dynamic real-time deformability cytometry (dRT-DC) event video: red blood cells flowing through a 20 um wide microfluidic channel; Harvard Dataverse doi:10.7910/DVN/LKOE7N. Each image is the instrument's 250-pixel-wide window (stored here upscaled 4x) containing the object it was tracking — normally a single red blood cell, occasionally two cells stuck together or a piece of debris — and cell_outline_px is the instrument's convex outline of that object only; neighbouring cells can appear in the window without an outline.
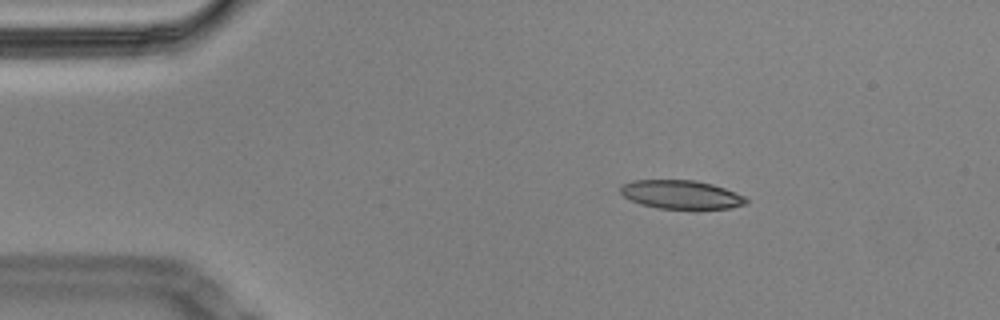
{"species": "Egyptian fruit bat (a non-hibernating species)", "species_latin": "Rousettus aegyptiacus", "temperature_condition": "cold", "stored_images_in_passage": 50, "camera_frame_rate_fps": 3000, "um_per_image_px": 0.085, "animal": {"sex": "male"}, "frame": {"image": 1, "passage_image": 2, "time_ms": 0.333, "image_size_px": [1000, 320], "cell_outline_px": [[748, 204], [732, 208], [696, 212], [660, 208], [640, 204], [624, 196], [620, 192], [620, 184], [632, 180], [696, 180], [712, 184], [724, 188], [744, 196], [748, 200]], "centroid_in_image_um": [57.95, 16.58], "position_along_channel_um": 27.1, "area_um2": 21.91}}
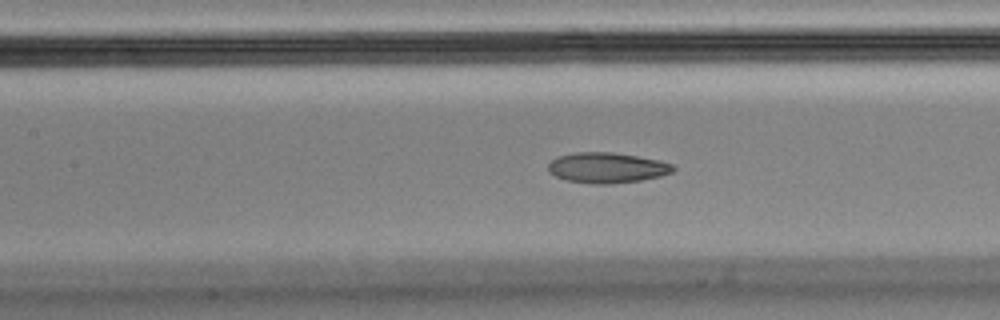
{"frame": {"image": 2, "passage_image": 18, "time_ms": 5.667, "image_size_px": [1000, 320], "cell_outline_px": [[676, 168], [672, 172], [660, 176], [640, 180], [612, 184], [592, 184], [564, 180], [548, 172], [548, 164], [556, 156], [576, 152], [612, 152], [660, 160], [672, 164]], "centroid_in_image_um": [51.56, 14.26], "position_along_channel_um": 155.8, "area_um2": 22.31}}
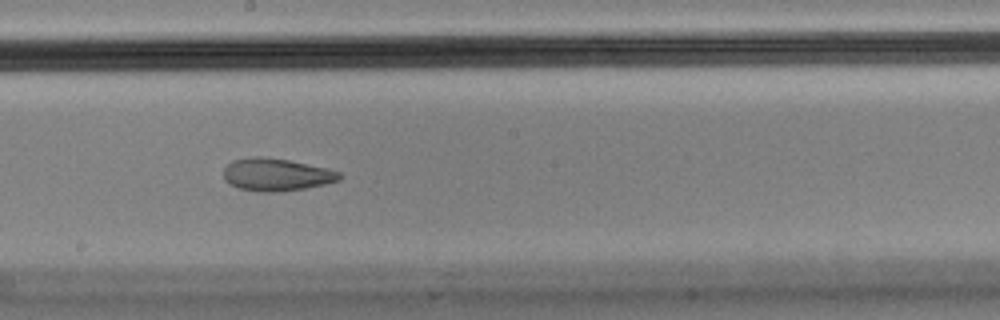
{"frame": {"image": 3, "passage_image": 24, "time_ms": 7.667, "image_size_px": [1000, 320], "cell_outline_px": [[340, 180], [324, 184], [304, 188], [272, 192], [260, 192], [240, 188], [228, 184], [224, 180], [224, 168], [232, 160], [252, 156], [260, 156], [288, 160], [328, 168], [340, 172]], "centroid_in_image_um": [23.45, 14.83], "position_along_channel_um": 224.7, "area_um2": 21.91}, "authors_computed_cell_mechanics": {"area_um2": 22.3975, "velocity_mm_per_s": 3.4597, "shape_relaxation_time_tau1_ms": null, "shape_relaxation_time_tau2_ms": 2.5668, "deformation_change_tau1": null, "deformation_change_tau2": 0.0655}}